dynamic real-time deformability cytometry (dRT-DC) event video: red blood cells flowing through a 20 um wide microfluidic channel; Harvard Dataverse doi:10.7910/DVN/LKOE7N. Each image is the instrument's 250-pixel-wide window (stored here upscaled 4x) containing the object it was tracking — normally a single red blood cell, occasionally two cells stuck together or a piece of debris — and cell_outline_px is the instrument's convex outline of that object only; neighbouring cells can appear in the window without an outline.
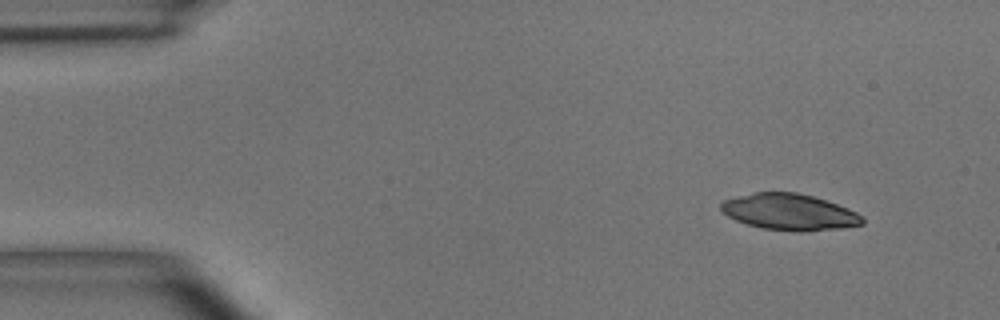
{"species": "common noctule bat (a hibernating species)", "species_latin": "Nyctalus noctula", "temperature_condition": "room temperature", "stored_images_in_passage": 3, "camera_frame_rate_fps": 3000, "um_per_image_px": 0.085, "animal": {"sex": "male", "body_mass_g": 15.6}, "frame": {"image": 1, "passage_image": 1, "time_ms": 0.0, "image_size_px": [1000, 320], "cell_outline_px": [[864, 224], [840, 228], [800, 232], [796, 232], [764, 228], [748, 224], [736, 220], [728, 216], [720, 208], [720, 204], [724, 200], [752, 192], [796, 192], [812, 196], [848, 208], [864, 216]], "centroid_in_image_um": [67.11, 18.02], "position_along_channel_um": 17.9, "area_um2": 29.77}}